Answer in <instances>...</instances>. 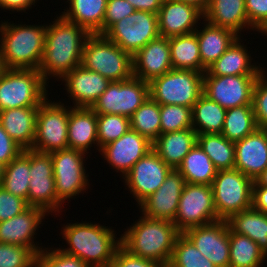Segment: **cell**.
Listing matches in <instances>:
<instances>
[{
  "instance_id": "1",
  "label": "cell",
  "mask_w": 267,
  "mask_h": 267,
  "mask_svg": "<svg viewBox=\"0 0 267 267\" xmlns=\"http://www.w3.org/2000/svg\"><path fill=\"white\" fill-rule=\"evenodd\" d=\"M51 24V25H50ZM90 33L62 16L46 25V40L38 71L47 82L48 77L62 80L67 73L81 65L82 51Z\"/></svg>"
},
{
  "instance_id": "2",
  "label": "cell",
  "mask_w": 267,
  "mask_h": 267,
  "mask_svg": "<svg viewBox=\"0 0 267 267\" xmlns=\"http://www.w3.org/2000/svg\"><path fill=\"white\" fill-rule=\"evenodd\" d=\"M120 236L129 253L167 267L180 232L173 222L141 216Z\"/></svg>"
},
{
  "instance_id": "3",
  "label": "cell",
  "mask_w": 267,
  "mask_h": 267,
  "mask_svg": "<svg viewBox=\"0 0 267 267\" xmlns=\"http://www.w3.org/2000/svg\"><path fill=\"white\" fill-rule=\"evenodd\" d=\"M62 235L68 243L63 252L76 256L89 267H110L117 249L121 246V238L116 239L112 228L100 224L73 223L62 227Z\"/></svg>"
},
{
  "instance_id": "4",
  "label": "cell",
  "mask_w": 267,
  "mask_h": 267,
  "mask_svg": "<svg viewBox=\"0 0 267 267\" xmlns=\"http://www.w3.org/2000/svg\"><path fill=\"white\" fill-rule=\"evenodd\" d=\"M0 24V48L4 67L39 69L42 62L46 25Z\"/></svg>"
},
{
  "instance_id": "5",
  "label": "cell",
  "mask_w": 267,
  "mask_h": 267,
  "mask_svg": "<svg viewBox=\"0 0 267 267\" xmlns=\"http://www.w3.org/2000/svg\"><path fill=\"white\" fill-rule=\"evenodd\" d=\"M81 65L110 82L127 80L133 76L132 55L104 34L88 36L82 51Z\"/></svg>"
},
{
  "instance_id": "6",
  "label": "cell",
  "mask_w": 267,
  "mask_h": 267,
  "mask_svg": "<svg viewBox=\"0 0 267 267\" xmlns=\"http://www.w3.org/2000/svg\"><path fill=\"white\" fill-rule=\"evenodd\" d=\"M47 83L37 69H8L0 76V111L39 107L48 97Z\"/></svg>"
},
{
  "instance_id": "7",
  "label": "cell",
  "mask_w": 267,
  "mask_h": 267,
  "mask_svg": "<svg viewBox=\"0 0 267 267\" xmlns=\"http://www.w3.org/2000/svg\"><path fill=\"white\" fill-rule=\"evenodd\" d=\"M204 73L171 69L149 82V95L159 105H181L192 108L203 94Z\"/></svg>"
},
{
  "instance_id": "8",
  "label": "cell",
  "mask_w": 267,
  "mask_h": 267,
  "mask_svg": "<svg viewBox=\"0 0 267 267\" xmlns=\"http://www.w3.org/2000/svg\"><path fill=\"white\" fill-rule=\"evenodd\" d=\"M253 183V179L237 169L217 172L211 186L219 220H228L252 207Z\"/></svg>"
},
{
  "instance_id": "9",
  "label": "cell",
  "mask_w": 267,
  "mask_h": 267,
  "mask_svg": "<svg viewBox=\"0 0 267 267\" xmlns=\"http://www.w3.org/2000/svg\"><path fill=\"white\" fill-rule=\"evenodd\" d=\"M46 98L38 107L36 134L32 149L53 153L68 148V121L70 108L64 103Z\"/></svg>"
},
{
  "instance_id": "10",
  "label": "cell",
  "mask_w": 267,
  "mask_h": 267,
  "mask_svg": "<svg viewBox=\"0 0 267 267\" xmlns=\"http://www.w3.org/2000/svg\"><path fill=\"white\" fill-rule=\"evenodd\" d=\"M149 97V82L132 76L127 80L110 82L91 108L96 114L130 118Z\"/></svg>"
},
{
  "instance_id": "11",
  "label": "cell",
  "mask_w": 267,
  "mask_h": 267,
  "mask_svg": "<svg viewBox=\"0 0 267 267\" xmlns=\"http://www.w3.org/2000/svg\"><path fill=\"white\" fill-rule=\"evenodd\" d=\"M218 220L212 186L185 183L173 222L177 230L184 233Z\"/></svg>"
},
{
  "instance_id": "12",
  "label": "cell",
  "mask_w": 267,
  "mask_h": 267,
  "mask_svg": "<svg viewBox=\"0 0 267 267\" xmlns=\"http://www.w3.org/2000/svg\"><path fill=\"white\" fill-rule=\"evenodd\" d=\"M51 154L55 190L58 198V213L64 200L79 195L89 186L84 167L85 153L66 148Z\"/></svg>"
},
{
  "instance_id": "13",
  "label": "cell",
  "mask_w": 267,
  "mask_h": 267,
  "mask_svg": "<svg viewBox=\"0 0 267 267\" xmlns=\"http://www.w3.org/2000/svg\"><path fill=\"white\" fill-rule=\"evenodd\" d=\"M104 35L132 56L159 36L158 14L138 11L114 23Z\"/></svg>"
},
{
  "instance_id": "14",
  "label": "cell",
  "mask_w": 267,
  "mask_h": 267,
  "mask_svg": "<svg viewBox=\"0 0 267 267\" xmlns=\"http://www.w3.org/2000/svg\"><path fill=\"white\" fill-rule=\"evenodd\" d=\"M29 171L28 205L42 208L48 215L49 213H56V211L58 213V198L55 190L51 154L30 149Z\"/></svg>"
},
{
  "instance_id": "15",
  "label": "cell",
  "mask_w": 267,
  "mask_h": 267,
  "mask_svg": "<svg viewBox=\"0 0 267 267\" xmlns=\"http://www.w3.org/2000/svg\"><path fill=\"white\" fill-rule=\"evenodd\" d=\"M259 76H203V94L225 109L252 105L253 89Z\"/></svg>"
},
{
  "instance_id": "16",
  "label": "cell",
  "mask_w": 267,
  "mask_h": 267,
  "mask_svg": "<svg viewBox=\"0 0 267 267\" xmlns=\"http://www.w3.org/2000/svg\"><path fill=\"white\" fill-rule=\"evenodd\" d=\"M172 168L151 149L124 175L126 187L140 205L165 181Z\"/></svg>"
},
{
  "instance_id": "17",
  "label": "cell",
  "mask_w": 267,
  "mask_h": 267,
  "mask_svg": "<svg viewBox=\"0 0 267 267\" xmlns=\"http://www.w3.org/2000/svg\"><path fill=\"white\" fill-rule=\"evenodd\" d=\"M195 247L216 267H229L230 242L227 220H218L184 232Z\"/></svg>"
},
{
  "instance_id": "18",
  "label": "cell",
  "mask_w": 267,
  "mask_h": 267,
  "mask_svg": "<svg viewBox=\"0 0 267 267\" xmlns=\"http://www.w3.org/2000/svg\"><path fill=\"white\" fill-rule=\"evenodd\" d=\"M184 185V176L177 169H172L163 184L139 205L141 214L174 222Z\"/></svg>"
},
{
  "instance_id": "19",
  "label": "cell",
  "mask_w": 267,
  "mask_h": 267,
  "mask_svg": "<svg viewBox=\"0 0 267 267\" xmlns=\"http://www.w3.org/2000/svg\"><path fill=\"white\" fill-rule=\"evenodd\" d=\"M152 149V142L140 135L133 129H129L119 139L103 146V158L117 172L122 173V177L133 167V165L144 157Z\"/></svg>"
},
{
  "instance_id": "20",
  "label": "cell",
  "mask_w": 267,
  "mask_h": 267,
  "mask_svg": "<svg viewBox=\"0 0 267 267\" xmlns=\"http://www.w3.org/2000/svg\"><path fill=\"white\" fill-rule=\"evenodd\" d=\"M46 214L44 209L30 206L21 214L0 222V243L31 248L38 254L43 248L34 243V235Z\"/></svg>"
},
{
  "instance_id": "21",
  "label": "cell",
  "mask_w": 267,
  "mask_h": 267,
  "mask_svg": "<svg viewBox=\"0 0 267 267\" xmlns=\"http://www.w3.org/2000/svg\"><path fill=\"white\" fill-rule=\"evenodd\" d=\"M133 76L150 82L173 69L169 38L158 36L132 56Z\"/></svg>"
},
{
  "instance_id": "22",
  "label": "cell",
  "mask_w": 267,
  "mask_h": 267,
  "mask_svg": "<svg viewBox=\"0 0 267 267\" xmlns=\"http://www.w3.org/2000/svg\"><path fill=\"white\" fill-rule=\"evenodd\" d=\"M62 79L70 99L73 100V107L91 108L110 83L104 76L82 65L74 68Z\"/></svg>"
},
{
  "instance_id": "23",
  "label": "cell",
  "mask_w": 267,
  "mask_h": 267,
  "mask_svg": "<svg viewBox=\"0 0 267 267\" xmlns=\"http://www.w3.org/2000/svg\"><path fill=\"white\" fill-rule=\"evenodd\" d=\"M202 17L204 15L191 5L176 0H163L158 12L159 36L170 38L193 33Z\"/></svg>"
},
{
  "instance_id": "24",
  "label": "cell",
  "mask_w": 267,
  "mask_h": 267,
  "mask_svg": "<svg viewBox=\"0 0 267 267\" xmlns=\"http://www.w3.org/2000/svg\"><path fill=\"white\" fill-rule=\"evenodd\" d=\"M234 145V169L254 180L267 168V131L257 128Z\"/></svg>"
},
{
  "instance_id": "25",
  "label": "cell",
  "mask_w": 267,
  "mask_h": 267,
  "mask_svg": "<svg viewBox=\"0 0 267 267\" xmlns=\"http://www.w3.org/2000/svg\"><path fill=\"white\" fill-rule=\"evenodd\" d=\"M240 36L204 72V76L260 75L263 67L251 64V54L240 43Z\"/></svg>"
},
{
  "instance_id": "26",
  "label": "cell",
  "mask_w": 267,
  "mask_h": 267,
  "mask_svg": "<svg viewBox=\"0 0 267 267\" xmlns=\"http://www.w3.org/2000/svg\"><path fill=\"white\" fill-rule=\"evenodd\" d=\"M97 144V114L92 108L70 107L68 121V148L88 153Z\"/></svg>"
},
{
  "instance_id": "27",
  "label": "cell",
  "mask_w": 267,
  "mask_h": 267,
  "mask_svg": "<svg viewBox=\"0 0 267 267\" xmlns=\"http://www.w3.org/2000/svg\"><path fill=\"white\" fill-rule=\"evenodd\" d=\"M37 113L38 107H19L0 111V124L24 150L33 147Z\"/></svg>"
},
{
  "instance_id": "28",
  "label": "cell",
  "mask_w": 267,
  "mask_h": 267,
  "mask_svg": "<svg viewBox=\"0 0 267 267\" xmlns=\"http://www.w3.org/2000/svg\"><path fill=\"white\" fill-rule=\"evenodd\" d=\"M203 29L194 31L197 35L202 73L212 65L239 36L232 30L221 28L204 20ZM207 23V24H206Z\"/></svg>"
},
{
  "instance_id": "29",
  "label": "cell",
  "mask_w": 267,
  "mask_h": 267,
  "mask_svg": "<svg viewBox=\"0 0 267 267\" xmlns=\"http://www.w3.org/2000/svg\"><path fill=\"white\" fill-rule=\"evenodd\" d=\"M196 143L197 133L193 128H189L160 134L152 143V149L167 165L177 169Z\"/></svg>"
},
{
  "instance_id": "30",
  "label": "cell",
  "mask_w": 267,
  "mask_h": 267,
  "mask_svg": "<svg viewBox=\"0 0 267 267\" xmlns=\"http://www.w3.org/2000/svg\"><path fill=\"white\" fill-rule=\"evenodd\" d=\"M206 22L215 26L232 30L238 35L249 25L245 10V0H211L203 17Z\"/></svg>"
},
{
  "instance_id": "31",
  "label": "cell",
  "mask_w": 267,
  "mask_h": 267,
  "mask_svg": "<svg viewBox=\"0 0 267 267\" xmlns=\"http://www.w3.org/2000/svg\"><path fill=\"white\" fill-rule=\"evenodd\" d=\"M69 9L61 16L85 28L90 34H103L107 0H67Z\"/></svg>"
},
{
  "instance_id": "32",
  "label": "cell",
  "mask_w": 267,
  "mask_h": 267,
  "mask_svg": "<svg viewBox=\"0 0 267 267\" xmlns=\"http://www.w3.org/2000/svg\"><path fill=\"white\" fill-rule=\"evenodd\" d=\"M227 223L236 234H242L256 242L267 255V216L253 207L233 214Z\"/></svg>"
},
{
  "instance_id": "33",
  "label": "cell",
  "mask_w": 267,
  "mask_h": 267,
  "mask_svg": "<svg viewBox=\"0 0 267 267\" xmlns=\"http://www.w3.org/2000/svg\"><path fill=\"white\" fill-rule=\"evenodd\" d=\"M177 170L184 176L185 183L211 186L218 170L198 143L184 157Z\"/></svg>"
},
{
  "instance_id": "34",
  "label": "cell",
  "mask_w": 267,
  "mask_h": 267,
  "mask_svg": "<svg viewBox=\"0 0 267 267\" xmlns=\"http://www.w3.org/2000/svg\"><path fill=\"white\" fill-rule=\"evenodd\" d=\"M227 109L202 94L192 107V128L199 134H221Z\"/></svg>"
},
{
  "instance_id": "35",
  "label": "cell",
  "mask_w": 267,
  "mask_h": 267,
  "mask_svg": "<svg viewBox=\"0 0 267 267\" xmlns=\"http://www.w3.org/2000/svg\"><path fill=\"white\" fill-rule=\"evenodd\" d=\"M170 59L173 69L202 72L198 39L195 32L169 38Z\"/></svg>"
},
{
  "instance_id": "36",
  "label": "cell",
  "mask_w": 267,
  "mask_h": 267,
  "mask_svg": "<svg viewBox=\"0 0 267 267\" xmlns=\"http://www.w3.org/2000/svg\"><path fill=\"white\" fill-rule=\"evenodd\" d=\"M197 143L209 156L219 170H230L235 167V145L222 134H199Z\"/></svg>"
},
{
  "instance_id": "37",
  "label": "cell",
  "mask_w": 267,
  "mask_h": 267,
  "mask_svg": "<svg viewBox=\"0 0 267 267\" xmlns=\"http://www.w3.org/2000/svg\"><path fill=\"white\" fill-rule=\"evenodd\" d=\"M30 149L5 166L1 186L11 194L27 201L30 182Z\"/></svg>"
},
{
  "instance_id": "38",
  "label": "cell",
  "mask_w": 267,
  "mask_h": 267,
  "mask_svg": "<svg viewBox=\"0 0 267 267\" xmlns=\"http://www.w3.org/2000/svg\"><path fill=\"white\" fill-rule=\"evenodd\" d=\"M229 267H262L266 254L249 237L236 234L229 228Z\"/></svg>"
},
{
  "instance_id": "39",
  "label": "cell",
  "mask_w": 267,
  "mask_h": 267,
  "mask_svg": "<svg viewBox=\"0 0 267 267\" xmlns=\"http://www.w3.org/2000/svg\"><path fill=\"white\" fill-rule=\"evenodd\" d=\"M257 128L253 106L244 105L227 109L221 134L229 141L236 142Z\"/></svg>"
},
{
  "instance_id": "40",
  "label": "cell",
  "mask_w": 267,
  "mask_h": 267,
  "mask_svg": "<svg viewBox=\"0 0 267 267\" xmlns=\"http://www.w3.org/2000/svg\"><path fill=\"white\" fill-rule=\"evenodd\" d=\"M130 126L153 143L161 134L160 105L149 97L130 117Z\"/></svg>"
},
{
  "instance_id": "41",
  "label": "cell",
  "mask_w": 267,
  "mask_h": 267,
  "mask_svg": "<svg viewBox=\"0 0 267 267\" xmlns=\"http://www.w3.org/2000/svg\"><path fill=\"white\" fill-rule=\"evenodd\" d=\"M167 267H216L184 234L177 236Z\"/></svg>"
},
{
  "instance_id": "42",
  "label": "cell",
  "mask_w": 267,
  "mask_h": 267,
  "mask_svg": "<svg viewBox=\"0 0 267 267\" xmlns=\"http://www.w3.org/2000/svg\"><path fill=\"white\" fill-rule=\"evenodd\" d=\"M130 126V118L115 114H97L98 151L119 139Z\"/></svg>"
},
{
  "instance_id": "43",
  "label": "cell",
  "mask_w": 267,
  "mask_h": 267,
  "mask_svg": "<svg viewBox=\"0 0 267 267\" xmlns=\"http://www.w3.org/2000/svg\"><path fill=\"white\" fill-rule=\"evenodd\" d=\"M161 134L192 128V108L160 105Z\"/></svg>"
},
{
  "instance_id": "44",
  "label": "cell",
  "mask_w": 267,
  "mask_h": 267,
  "mask_svg": "<svg viewBox=\"0 0 267 267\" xmlns=\"http://www.w3.org/2000/svg\"><path fill=\"white\" fill-rule=\"evenodd\" d=\"M36 255L31 248L0 243V267H34Z\"/></svg>"
},
{
  "instance_id": "45",
  "label": "cell",
  "mask_w": 267,
  "mask_h": 267,
  "mask_svg": "<svg viewBox=\"0 0 267 267\" xmlns=\"http://www.w3.org/2000/svg\"><path fill=\"white\" fill-rule=\"evenodd\" d=\"M49 249L45 247L36 255L34 267H89L78 257L69 255L60 248Z\"/></svg>"
},
{
  "instance_id": "46",
  "label": "cell",
  "mask_w": 267,
  "mask_h": 267,
  "mask_svg": "<svg viewBox=\"0 0 267 267\" xmlns=\"http://www.w3.org/2000/svg\"><path fill=\"white\" fill-rule=\"evenodd\" d=\"M252 106L257 127L267 128V72L264 70L255 82Z\"/></svg>"
},
{
  "instance_id": "47",
  "label": "cell",
  "mask_w": 267,
  "mask_h": 267,
  "mask_svg": "<svg viewBox=\"0 0 267 267\" xmlns=\"http://www.w3.org/2000/svg\"><path fill=\"white\" fill-rule=\"evenodd\" d=\"M30 206L27 201L0 186V222L21 214Z\"/></svg>"
},
{
  "instance_id": "48",
  "label": "cell",
  "mask_w": 267,
  "mask_h": 267,
  "mask_svg": "<svg viewBox=\"0 0 267 267\" xmlns=\"http://www.w3.org/2000/svg\"><path fill=\"white\" fill-rule=\"evenodd\" d=\"M134 7L127 0H107L103 19V34L116 22L133 14Z\"/></svg>"
},
{
  "instance_id": "49",
  "label": "cell",
  "mask_w": 267,
  "mask_h": 267,
  "mask_svg": "<svg viewBox=\"0 0 267 267\" xmlns=\"http://www.w3.org/2000/svg\"><path fill=\"white\" fill-rule=\"evenodd\" d=\"M249 25L259 33L267 26V0H245Z\"/></svg>"
},
{
  "instance_id": "50",
  "label": "cell",
  "mask_w": 267,
  "mask_h": 267,
  "mask_svg": "<svg viewBox=\"0 0 267 267\" xmlns=\"http://www.w3.org/2000/svg\"><path fill=\"white\" fill-rule=\"evenodd\" d=\"M110 267H166L161 263L144 259L129 253L120 246L110 264Z\"/></svg>"
},
{
  "instance_id": "51",
  "label": "cell",
  "mask_w": 267,
  "mask_h": 267,
  "mask_svg": "<svg viewBox=\"0 0 267 267\" xmlns=\"http://www.w3.org/2000/svg\"><path fill=\"white\" fill-rule=\"evenodd\" d=\"M24 149L20 147L4 130L0 124V163L8 165L13 159L18 157Z\"/></svg>"
},
{
  "instance_id": "52",
  "label": "cell",
  "mask_w": 267,
  "mask_h": 267,
  "mask_svg": "<svg viewBox=\"0 0 267 267\" xmlns=\"http://www.w3.org/2000/svg\"><path fill=\"white\" fill-rule=\"evenodd\" d=\"M252 207L263 213H267V187L253 183Z\"/></svg>"
},
{
  "instance_id": "53",
  "label": "cell",
  "mask_w": 267,
  "mask_h": 267,
  "mask_svg": "<svg viewBox=\"0 0 267 267\" xmlns=\"http://www.w3.org/2000/svg\"><path fill=\"white\" fill-rule=\"evenodd\" d=\"M138 11H146L158 14L162 7L163 0H127Z\"/></svg>"
},
{
  "instance_id": "54",
  "label": "cell",
  "mask_w": 267,
  "mask_h": 267,
  "mask_svg": "<svg viewBox=\"0 0 267 267\" xmlns=\"http://www.w3.org/2000/svg\"><path fill=\"white\" fill-rule=\"evenodd\" d=\"M36 1L37 0H0V7L6 10L25 12L26 9L29 10L32 5L35 6Z\"/></svg>"
},
{
  "instance_id": "55",
  "label": "cell",
  "mask_w": 267,
  "mask_h": 267,
  "mask_svg": "<svg viewBox=\"0 0 267 267\" xmlns=\"http://www.w3.org/2000/svg\"><path fill=\"white\" fill-rule=\"evenodd\" d=\"M197 8L203 15L207 11L211 0H176Z\"/></svg>"
},
{
  "instance_id": "56",
  "label": "cell",
  "mask_w": 267,
  "mask_h": 267,
  "mask_svg": "<svg viewBox=\"0 0 267 267\" xmlns=\"http://www.w3.org/2000/svg\"><path fill=\"white\" fill-rule=\"evenodd\" d=\"M254 182L258 186H266L267 187V168L254 179Z\"/></svg>"
},
{
  "instance_id": "57",
  "label": "cell",
  "mask_w": 267,
  "mask_h": 267,
  "mask_svg": "<svg viewBox=\"0 0 267 267\" xmlns=\"http://www.w3.org/2000/svg\"><path fill=\"white\" fill-rule=\"evenodd\" d=\"M6 68L4 67L3 59H2V53H1V48H0V76L3 74L4 70Z\"/></svg>"
},
{
  "instance_id": "58",
  "label": "cell",
  "mask_w": 267,
  "mask_h": 267,
  "mask_svg": "<svg viewBox=\"0 0 267 267\" xmlns=\"http://www.w3.org/2000/svg\"><path fill=\"white\" fill-rule=\"evenodd\" d=\"M4 169H5V166L0 163V186L2 184V179H3V176H4Z\"/></svg>"
},
{
  "instance_id": "59",
  "label": "cell",
  "mask_w": 267,
  "mask_h": 267,
  "mask_svg": "<svg viewBox=\"0 0 267 267\" xmlns=\"http://www.w3.org/2000/svg\"><path fill=\"white\" fill-rule=\"evenodd\" d=\"M260 33L262 35L265 34L267 36V26Z\"/></svg>"
}]
</instances>
